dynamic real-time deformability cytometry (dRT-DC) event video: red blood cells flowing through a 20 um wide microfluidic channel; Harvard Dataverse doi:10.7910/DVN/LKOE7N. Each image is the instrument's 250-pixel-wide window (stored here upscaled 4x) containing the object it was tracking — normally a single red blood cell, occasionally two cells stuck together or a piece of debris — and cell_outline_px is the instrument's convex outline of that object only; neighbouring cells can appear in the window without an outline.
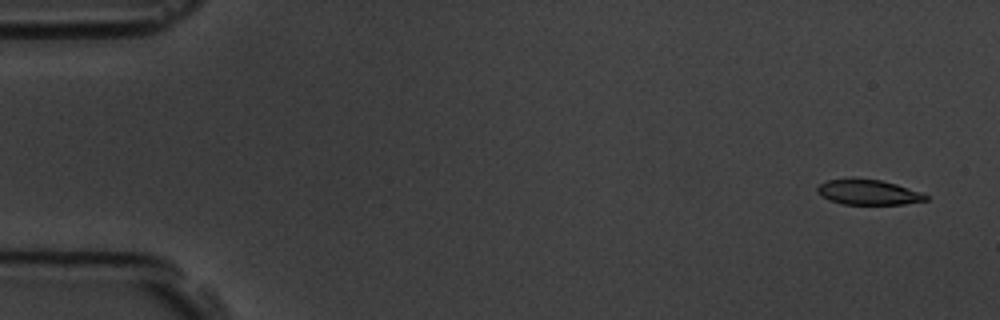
{"species": "common noctule bat (a hibernating species)", "species_latin": "Nyctalus noctula", "temperature_condition": "room temperature", "stored_images_in_passage": 5, "segment_of_instrument_passage": [1, 2], "camera_frame_rate_fps": 3000, "um_per_image_px": 0.085, "animal": {"sex": "male", "body_mass_g": 19.5, "forearm_length_mm": 54.6}, "frame": {"image": 1, "passage_image": 1, "time_ms": 0.0, "image_size_px": [1000, 320], "cell_outline_px": [[928, 200], [904, 204], [844, 204], [828, 200], [820, 196], [816, 192], [816, 188], [820, 184], [828, 180], [852, 176], [880, 180], [896, 184], [924, 192], [928, 196]], "centroid_in_image_um": [73.78, 16.31], "position_along_channel_um": 11.2, "area_um2": 16.42}}